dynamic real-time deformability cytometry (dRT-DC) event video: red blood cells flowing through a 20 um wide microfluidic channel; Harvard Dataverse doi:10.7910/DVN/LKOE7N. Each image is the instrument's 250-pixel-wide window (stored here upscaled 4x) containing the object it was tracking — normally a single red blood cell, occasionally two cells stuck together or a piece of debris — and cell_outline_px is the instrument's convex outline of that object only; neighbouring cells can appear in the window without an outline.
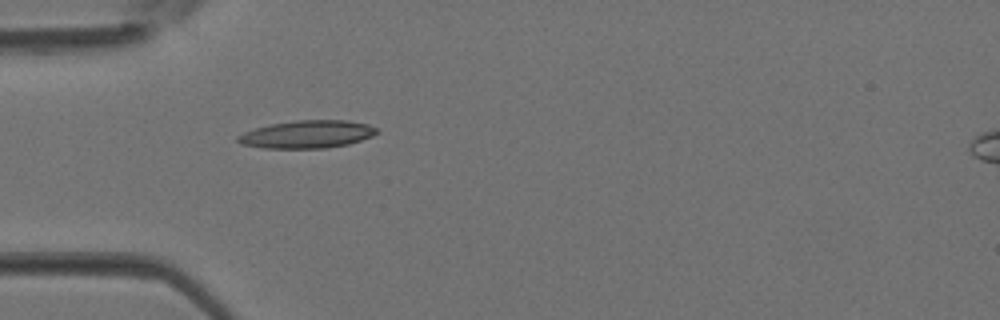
{"species": "Egyptian fruit bat (a non-hibernating species)", "species_latin": "Rousettus aegyptiacus", "temperature_condition": "room temperature", "stored_images_in_passage": 4, "camera_frame_rate_fps": 3000, "um_per_image_px": 0.085, "animal": {"sex": "female"}, "frame": {"image": 1, "passage_image": 4, "time_ms": 1.0, "image_size_px": [1000, 320], "cell_outline_px": [[380, 132], [372, 136], [348, 144], [324, 148], [264, 148], [240, 144], [236, 140], [236, 136], [244, 132], [256, 128], [272, 124], [296, 120], [348, 120], [368, 124], [380, 128]], "centroid_in_image_um": [26.14, 11.41], "position_along_channel_um": 58.9, "area_um2": 22.54}}